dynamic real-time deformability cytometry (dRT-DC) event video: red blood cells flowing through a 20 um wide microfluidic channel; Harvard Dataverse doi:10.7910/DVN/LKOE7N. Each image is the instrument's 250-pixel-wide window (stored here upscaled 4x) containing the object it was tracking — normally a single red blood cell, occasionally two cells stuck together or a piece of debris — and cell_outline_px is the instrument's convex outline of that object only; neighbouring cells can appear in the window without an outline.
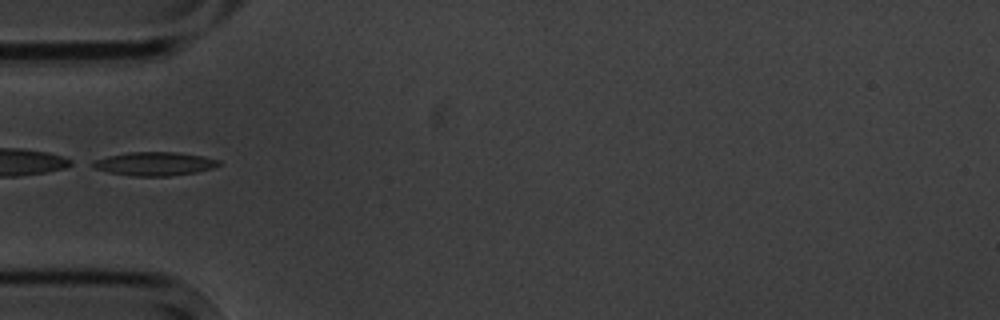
{"species": "common noctule bat (a hibernating species)", "species_latin": "Nyctalus noctula", "temperature_condition": "cold", "stored_images_in_passage": 6, "segment_of_instrument_passage": [2, 2], "camera_frame_rate_fps": 3000, "um_per_image_px": 0.085, "animal": {"sex": "male", "body_mass_g": 20.1, "forearm_length_mm": 53.5}, "frame": {"image": 1, "passage_image": 6, "time_ms": 5.667, "image_size_px": [1000, 320], "cell_outline_px": [[220, 164], [212, 168], [196, 172], [168, 176], [132, 176], [108, 172], [92, 168], [84, 164], [92, 160], [108, 156], [128, 152], [176, 152], [204, 156], [220, 160]], "centroid_in_image_um": [13.03, 13.92], "position_along_channel_um": 72.0, "area_um2": 17.63}}